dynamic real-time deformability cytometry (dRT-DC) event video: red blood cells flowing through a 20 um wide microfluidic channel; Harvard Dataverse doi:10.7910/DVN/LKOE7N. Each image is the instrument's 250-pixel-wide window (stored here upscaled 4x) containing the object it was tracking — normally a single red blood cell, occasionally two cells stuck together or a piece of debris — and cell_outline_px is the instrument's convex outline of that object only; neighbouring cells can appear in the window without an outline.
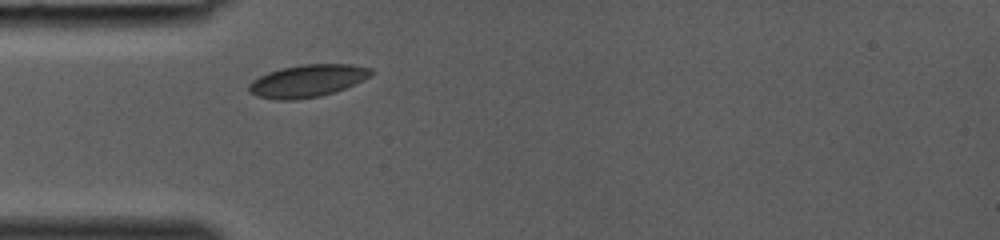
{"species": "common noctule bat (a hibernating species)", "species_latin": "Nyctalus noctula", "temperature_condition": "room temperature", "stored_images_in_passage": 2, "camera_frame_rate_fps": 3000, "um_per_image_px": 0.085, "animal": {"sex": "female", "body_mass_g": 19.0, "forearm_length_mm": 53.3}, "frame": {"image": 1, "passage_image": 2, "time_ms": 0.333, "image_size_px": [1000, 240], "cell_outline_px": [[372, 76], [344, 88], [320, 96], [292, 100], [276, 100], [256, 96], [248, 92], [248, 84], [252, 80], [268, 72], [280, 68], [304, 64], [352, 64], [372, 68]], "centroid_in_image_um": [26.1, 6.87], "position_along_channel_um": 58.9, "area_um2": 23.12}}